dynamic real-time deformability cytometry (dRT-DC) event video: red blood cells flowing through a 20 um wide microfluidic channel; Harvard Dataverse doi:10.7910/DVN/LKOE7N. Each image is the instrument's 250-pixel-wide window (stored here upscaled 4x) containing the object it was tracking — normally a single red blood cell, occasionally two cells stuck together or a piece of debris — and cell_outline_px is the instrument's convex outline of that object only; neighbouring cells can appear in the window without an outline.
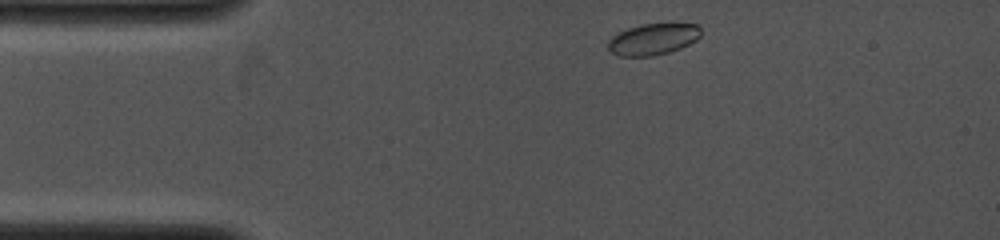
{"species": "common noctule bat (a hibernating species)", "species_latin": "Nyctalus noctula", "temperature_condition": "cold", "stored_images_in_passage": 32, "camera_frame_rate_fps": 4000, "um_per_image_px": 0.085, "animal": {"sex": "female", "body_mass_g": 19.0, "forearm_length_mm": 53.3}, "frame": {"image": 1, "passage_image": 1, "time_ms": 0.0, "image_size_px": [1000, 240], "cell_outline_px": [[700, 36], [696, 40], [680, 48], [668, 52], [652, 56], [620, 56], [612, 52], [608, 48], [608, 40], [612, 36], [628, 28], [644, 24], [668, 20], [672, 20], [696, 24], [700, 28]], "centroid_in_image_um": [55.56, 3.27], "position_along_channel_um": 29.4, "area_um2": 17.51}}
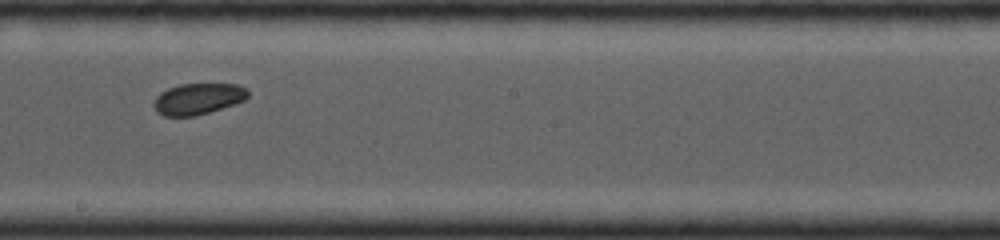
{"frame": {"image": 2, "passage_image": 19, "time_ms": 5.75, "image_size_px": [1000, 240], "cell_outline_px": [[248, 96], [244, 100], [196, 116], [164, 116], [156, 112], [152, 104], [156, 96], [160, 92], [168, 88], [180, 84], [236, 84], [248, 88]], "centroid_in_image_um": [16.79, 8.39], "position_along_channel_um": 231.4, "area_um2": 17.11}}
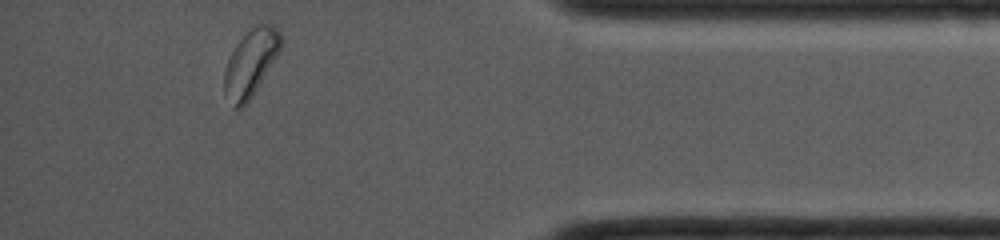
{"frame": {"image": 3, "passage_image": 32, "time_ms": 10.5, "image_size_px": [1000, 240], "cell_outline_px": [[284, 44], [252, 96], [244, 108], [232, 108], [224, 92], [224, 72], [228, 60], [236, 44], [256, 24], [272, 24], [280, 32]], "centroid_in_image_um": [21.31, 5.37], "position_along_channel_um": 413.9, "area_um2": 21.91}}